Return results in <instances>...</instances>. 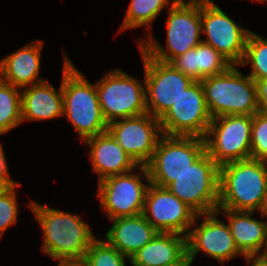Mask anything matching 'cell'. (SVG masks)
<instances>
[{"mask_svg": "<svg viewBox=\"0 0 267 266\" xmlns=\"http://www.w3.org/2000/svg\"><path fill=\"white\" fill-rule=\"evenodd\" d=\"M26 205L43 232L41 251L58 261L57 266L82 262L96 237L81 215L51 208L33 200Z\"/></svg>", "mask_w": 267, "mask_h": 266, "instance_id": "obj_1", "label": "cell"}, {"mask_svg": "<svg viewBox=\"0 0 267 266\" xmlns=\"http://www.w3.org/2000/svg\"><path fill=\"white\" fill-rule=\"evenodd\" d=\"M62 93L63 116L75 128L79 141L107 131L95 83L91 84L63 52Z\"/></svg>", "mask_w": 267, "mask_h": 266, "instance_id": "obj_2", "label": "cell"}, {"mask_svg": "<svg viewBox=\"0 0 267 266\" xmlns=\"http://www.w3.org/2000/svg\"><path fill=\"white\" fill-rule=\"evenodd\" d=\"M266 191V161L249 158L219 167L218 209L263 212Z\"/></svg>", "mask_w": 267, "mask_h": 266, "instance_id": "obj_3", "label": "cell"}, {"mask_svg": "<svg viewBox=\"0 0 267 266\" xmlns=\"http://www.w3.org/2000/svg\"><path fill=\"white\" fill-rule=\"evenodd\" d=\"M168 9L164 22L167 28V47L160 45L150 32H146L145 38L136 40L137 45L151 58L165 63H171L202 42L201 1H176Z\"/></svg>", "mask_w": 267, "mask_h": 266, "instance_id": "obj_4", "label": "cell"}, {"mask_svg": "<svg viewBox=\"0 0 267 266\" xmlns=\"http://www.w3.org/2000/svg\"><path fill=\"white\" fill-rule=\"evenodd\" d=\"M239 65L225 72L203 78L200 83L212 118L225 115H250L259 111L256 82L243 75Z\"/></svg>", "mask_w": 267, "mask_h": 266, "instance_id": "obj_5", "label": "cell"}, {"mask_svg": "<svg viewBox=\"0 0 267 266\" xmlns=\"http://www.w3.org/2000/svg\"><path fill=\"white\" fill-rule=\"evenodd\" d=\"M219 167L205 151L166 188L197 214L216 212L219 204Z\"/></svg>", "mask_w": 267, "mask_h": 266, "instance_id": "obj_6", "label": "cell"}, {"mask_svg": "<svg viewBox=\"0 0 267 266\" xmlns=\"http://www.w3.org/2000/svg\"><path fill=\"white\" fill-rule=\"evenodd\" d=\"M95 86L108 124L147 113L144 79L141 83L121 69H112Z\"/></svg>", "mask_w": 267, "mask_h": 266, "instance_id": "obj_7", "label": "cell"}, {"mask_svg": "<svg viewBox=\"0 0 267 266\" xmlns=\"http://www.w3.org/2000/svg\"><path fill=\"white\" fill-rule=\"evenodd\" d=\"M138 169L140 174L135 173ZM143 178L147 184L143 182ZM149 185L147 167L138 166L126 174L109 176L99 181L96 197L109 220L135 216L143 212Z\"/></svg>", "mask_w": 267, "mask_h": 266, "instance_id": "obj_8", "label": "cell"}, {"mask_svg": "<svg viewBox=\"0 0 267 266\" xmlns=\"http://www.w3.org/2000/svg\"><path fill=\"white\" fill-rule=\"evenodd\" d=\"M204 152V138L162 134L146 165L150 183L166 188Z\"/></svg>", "mask_w": 267, "mask_h": 266, "instance_id": "obj_9", "label": "cell"}, {"mask_svg": "<svg viewBox=\"0 0 267 266\" xmlns=\"http://www.w3.org/2000/svg\"><path fill=\"white\" fill-rule=\"evenodd\" d=\"M252 116L212 118L204 137L205 151L219 165L251 158Z\"/></svg>", "mask_w": 267, "mask_h": 266, "instance_id": "obj_10", "label": "cell"}, {"mask_svg": "<svg viewBox=\"0 0 267 266\" xmlns=\"http://www.w3.org/2000/svg\"><path fill=\"white\" fill-rule=\"evenodd\" d=\"M144 66L147 113L160 119L194 81L171 63L151 58L139 45Z\"/></svg>", "mask_w": 267, "mask_h": 266, "instance_id": "obj_11", "label": "cell"}, {"mask_svg": "<svg viewBox=\"0 0 267 266\" xmlns=\"http://www.w3.org/2000/svg\"><path fill=\"white\" fill-rule=\"evenodd\" d=\"M162 134L204 138L212 117L200 81H194L159 119Z\"/></svg>", "mask_w": 267, "mask_h": 266, "instance_id": "obj_12", "label": "cell"}, {"mask_svg": "<svg viewBox=\"0 0 267 266\" xmlns=\"http://www.w3.org/2000/svg\"><path fill=\"white\" fill-rule=\"evenodd\" d=\"M202 42L213 47L232 65H240L250 30L236 23L213 1H201Z\"/></svg>", "mask_w": 267, "mask_h": 266, "instance_id": "obj_13", "label": "cell"}, {"mask_svg": "<svg viewBox=\"0 0 267 266\" xmlns=\"http://www.w3.org/2000/svg\"><path fill=\"white\" fill-rule=\"evenodd\" d=\"M217 217V212L197 214L192 224L194 227L186 236L187 257L191 264L199 251L219 261L222 266L238 255L245 257L236 246L228 224ZM198 218L202 219L200 225Z\"/></svg>", "mask_w": 267, "mask_h": 266, "instance_id": "obj_14", "label": "cell"}, {"mask_svg": "<svg viewBox=\"0 0 267 266\" xmlns=\"http://www.w3.org/2000/svg\"><path fill=\"white\" fill-rule=\"evenodd\" d=\"M142 215L158 232L187 236L197 213L167 188L150 183Z\"/></svg>", "mask_w": 267, "mask_h": 266, "instance_id": "obj_15", "label": "cell"}, {"mask_svg": "<svg viewBox=\"0 0 267 266\" xmlns=\"http://www.w3.org/2000/svg\"><path fill=\"white\" fill-rule=\"evenodd\" d=\"M107 131L138 166H146L162 136L160 121L149 113L108 124Z\"/></svg>", "mask_w": 267, "mask_h": 266, "instance_id": "obj_16", "label": "cell"}, {"mask_svg": "<svg viewBox=\"0 0 267 266\" xmlns=\"http://www.w3.org/2000/svg\"><path fill=\"white\" fill-rule=\"evenodd\" d=\"M83 143L89 147L92 170L98 174V182L109 176L126 174L138 167L108 131L90 137Z\"/></svg>", "mask_w": 267, "mask_h": 266, "instance_id": "obj_17", "label": "cell"}, {"mask_svg": "<svg viewBox=\"0 0 267 266\" xmlns=\"http://www.w3.org/2000/svg\"><path fill=\"white\" fill-rule=\"evenodd\" d=\"M43 41L36 40L0 60V79L20 89L40 83Z\"/></svg>", "mask_w": 267, "mask_h": 266, "instance_id": "obj_18", "label": "cell"}, {"mask_svg": "<svg viewBox=\"0 0 267 266\" xmlns=\"http://www.w3.org/2000/svg\"><path fill=\"white\" fill-rule=\"evenodd\" d=\"M21 115L22 123L63 116L62 80L58 91L48 80L22 88Z\"/></svg>", "mask_w": 267, "mask_h": 266, "instance_id": "obj_19", "label": "cell"}, {"mask_svg": "<svg viewBox=\"0 0 267 266\" xmlns=\"http://www.w3.org/2000/svg\"><path fill=\"white\" fill-rule=\"evenodd\" d=\"M110 221L113 225L106 231L105 240L129 258L158 233L142 214Z\"/></svg>", "mask_w": 267, "mask_h": 266, "instance_id": "obj_20", "label": "cell"}, {"mask_svg": "<svg viewBox=\"0 0 267 266\" xmlns=\"http://www.w3.org/2000/svg\"><path fill=\"white\" fill-rule=\"evenodd\" d=\"M187 256V237L177 233L158 232L143 248L130 257L132 266H168Z\"/></svg>", "mask_w": 267, "mask_h": 266, "instance_id": "obj_21", "label": "cell"}, {"mask_svg": "<svg viewBox=\"0 0 267 266\" xmlns=\"http://www.w3.org/2000/svg\"><path fill=\"white\" fill-rule=\"evenodd\" d=\"M224 213H222V211ZM228 220V226L239 251L246 257L264 254L265 219L260 221L253 218L255 211H234L217 209ZM262 250V251H261Z\"/></svg>", "mask_w": 267, "mask_h": 266, "instance_id": "obj_22", "label": "cell"}, {"mask_svg": "<svg viewBox=\"0 0 267 266\" xmlns=\"http://www.w3.org/2000/svg\"><path fill=\"white\" fill-rule=\"evenodd\" d=\"M171 64L193 81L225 72L232 64L213 47L201 42L185 54L176 57Z\"/></svg>", "mask_w": 267, "mask_h": 266, "instance_id": "obj_23", "label": "cell"}, {"mask_svg": "<svg viewBox=\"0 0 267 266\" xmlns=\"http://www.w3.org/2000/svg\"><path fill=\"white\" fill-rule=\"evenodd\" d=\"M177 0H131L126 11V16L119 31L132 30L147 26L152 28V23L162 12L164 7H171ZM169 5V6H168Z\"/></svg>", "mask_w": 267, "mask_h": 266, "instance_id": "obj_24", "label": "cell"}, {"mask_svg": "<svg viewBox=\"0 0 267 266\" xmlns=\"http://www.w3.org/2000/svg\"><path fill=\"white\" fill-rule=\"evenodd\" d=\"M21 124V89L0 79V135Z\"/></svg>", "mask_w": 267, "mask_h": 266, "instance_id": "obj_25", "label": "cell"}, {"mask_svg": "<svg viewBox=\"0 0 267 266\" xmlns=\"http://www.w3.org/2000/svg\"><path fill=\"white\" fill-rule=\"evenodd\" d=\"M251 65L248 74L254 81L267 79V39L250 31L245 48L244 58L239 66Z\"/></svg>", "mask_w": 267, "mask_h": 266, "instance_id": "obj_26", "label": "cell"}, {"mask_svg": "<svg viewBox=\"0 0 267 266\" xmlns=\"http://www.w3.org/2000/svg\"><path fill=\"white\" fill-rule=\"evenodd\" d=\"M130 258L121 254L117 248L110 245L105 239L95 238L83 259L86 266H126Z\"/></svg>", "mask_w": 267, "mask_h": 266, "instance_id": "obj_27", "label": "cell"}, {"mask_svg": "<svg viewBox=\"0 0 267 266\" xmlns=\"http://www.w3.org/2000/svg\"><path fill=\"white\" fill-rule=\"evenodd\" d=\"M251 158L267 162V113L252 116Z\"/></svg>", "mask_w": 267, "mask_h": 266, "instance_id": "obj_28", "label": "cell"}, {"mask_svg": "<svg viewBox=\"0 0 267 266\" xmlns=\"http://www.w3.org/2000/svg\"><path fill=\"white\" fill-rule=\"evenodd\" d=\"M21 185V183L15 185L9 192L0 196V238L18 221L19 207L16 189Z\"/></svg>", "mask_w": 267, "mask_h": 266, "instance_id": "obj_29", "label": "cell"}, {"mask_svg": "<svg viewBox=\"0 0 267 266\" xmlns=\"http://www.w3.org/2000/svg\"><path fill=\"white\" fill-rule=\"evenodd\" d=\"M259 111L267 113V79L255 80Z\"/></svg>", "mask_w": 267, "mask_h": 266, "instance_id": "obj_30", "label": "cell"}, {"mask_svg": "<svg viewBox=\"0 0 267 266\" xmlns=\"http://www.w3.org/2000/svg\"><path fill=\"white\" fill-rule=\"evenodd\" d=\"M20 184L10 177H0V196L9 192L15 185Z\"/></svg>", "mask_w": 267, "mask_h": 266, "instance_id": "obj_31", "label": "cell"}, {"mask_svg": "<svg viewBox=\"0 0 267 266\" xmlns=\"http://www.w3.org/2000/svg\"><path fill=\"white\" fill-rule=\"evenodd\" d=\"M248 266H267V255H253L246 257Z\"/></svg>", "mask_w": 267, "mask_h": 266, "instance_id": "obj_32", "label": "cell"}, {"mask_svg": "<svg viewBox=\"0 0 267 266\" xmlns=\"http://www.w3.org/2000/svg\"><path fill=\"white\" fill-rule=\"evenodd\" d=\"M8 164L6 161L5 151L0 143V177H10Z\"/></svg>", "mask_w": 267, "mask_h": 266, "instance_id": "obj_33", "label": "cell"}, {"mask_svg": "<svg viewBox=\"0 0 267 266\" xmlns=\"http://www.w3.org/2000/svg\"><path fill=\"white\" fill-rule=\"evenodd\" d=\"M262 219H265V246L264 255H267V213L260 212Z\"/></svg>", "mask_w": 267, "mask_h": 266, "instance_id": "obj_34", "label": "cell"}, {"mask_svg": "<svg viewBox=\"0 0 267 266\" xmlns=\"http://www.w3.org/2000/svg\"><path fill=\"white\" fill-rule=\"evenodd\" d=\"M191 261L186 256L180 263L174 264V265H168V266H191Z\"/></svg>", "mask_w": 267, "mask_h": 266, "instance_id": "obj_35", "label": "cell"}, {"mask_svg": "<svg viewBox=\"0 0 267 266\" xmlns=\"http://www.w3.org/2000/svg\"><path fill=\"white\" fill-rule=\"evenodd\" d=\"M60 266H86L83 262H69Z\"/></svg>", "mask_w": 267, "mask_h": 266, "instance_id": "obj_36", "label": "cell"}, {"mask_svg": "<svg viewBox=\"0 0 267 266\" xmlns=\"http://www.w3.org/2000/svg\"><path fill=\"white\" fill-rule=\"evenodd\" d=\"M263 213H267V191H266V199L264 203Z\"/></svg>", "mask_w": 267, "mask_h": 266, "instance_id": "obj_37", "label": "cell"}, {"mask_svg": "<svg viewBox=\"0 0 267 266\" xmlns=\"http://www.w3.org/2000/svg\"><path fill=\"white\" fill-rule=\"evenodd\" d=\"M250 1H254V2H258V3H265V2H267V0H250Z\"/></svg>", "mask_w": 267, "mask_h": 266, "instance_id": "obj_38", "label": "cell"}, {"mask_svg": "<svg viewBox=\"0 0 267 266\" xmlns=\"http://www.w3.org/2000/svg\"><path fill=\"white\" fill-rule=\"evenodd\" d=\"M177 1H184V0H177ZM188 1H202V2H205V1H212V0H188Z\"/></svg>", "mask_w": 267, "mask_h": 266, "instance_id": "obj_39", "label": "cell"}]
</instances>
